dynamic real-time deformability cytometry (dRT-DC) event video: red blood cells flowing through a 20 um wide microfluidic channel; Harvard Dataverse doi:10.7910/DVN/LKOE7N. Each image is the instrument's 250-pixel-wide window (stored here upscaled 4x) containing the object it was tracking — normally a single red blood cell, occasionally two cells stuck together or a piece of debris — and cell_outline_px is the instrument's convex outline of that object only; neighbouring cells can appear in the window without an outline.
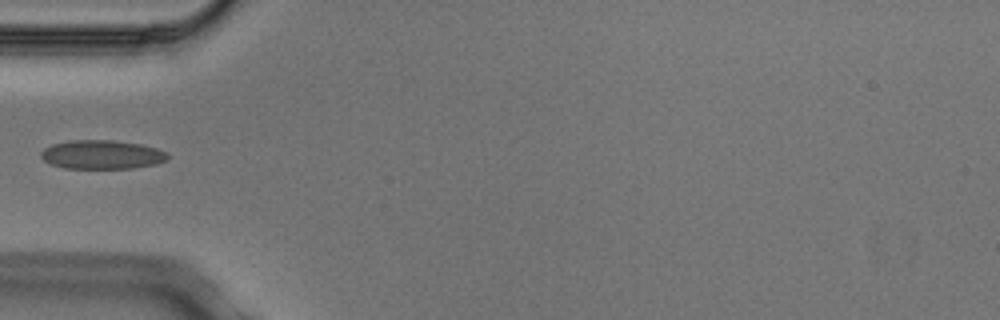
{"species": "Egyptian fruit bat (a non-hibernating species)", "species_latin": "Rousettus aegyptiacus", "temperature_condition": "cold", "stored_images_in_passage": 1, "camera_frame_rate_fps": 3000, "um_per_image_px": 0.085, "animal": {"sex": "male"}, "frame": {"image": 1, "passage_image": 1, "time_ms": 0.0, "image_size_px": [1000, 320], "cell_outline_px": [[168, 160], [156, 164], [132, 168], [64, 168], [52, 164], [44, 160], [40, 156], [40, 152], [44, 148], [52, 144], [72, 140], [112, 140], [140, 144], [156, 148], [168, 152]], "centroid_in_image_um": [8.67, 13.14], "position_along_channel_um": 76.3, "area_um2": 21.33}}